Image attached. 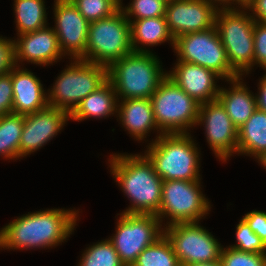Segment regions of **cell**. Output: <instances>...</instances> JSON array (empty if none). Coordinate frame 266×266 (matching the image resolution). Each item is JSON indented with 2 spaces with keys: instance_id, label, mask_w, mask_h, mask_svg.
<instances>
[{
  "instance_id": "1",
  "label": "cell",
  "mask_w": 266,
  "mask_h": 266,
  "mask_svg": "<svg viewBox=\"0 0 266 266\" xmlns=\"http://www.w3.org/2000/svg\"><path fill=\"white\" fill-rule=\"evenodd\" d=\"M78 210L46 209L20 216L0 230V248H52L67 240Z\"/></svg>"
},
{
  "instance_id": "2",
  "label": "cell",
  "mask_w": 266,
  "mask_h": 266,
  "mask_svg": "<svg viewBox=\"0 0 266 266\" xmlns=\"http://www.w3.org/2000/svg\"><path fill=\"white\" fill-rule=\"evenodd\" d=\"M109 164L113 178L132 202L122 213L156 215L161 205L163 180L149 159L142 154H113Z\"/></svg>"
},
{
  "instance_id": "3",
  "label": "cell",
  "mask_w": 266,
  "mask_h": 266,
  "mask_svg": "<svg viewBox=\"0 0 266 266\" xmlns=\"http://www.w3.org/2000/svg\"><path fill=\"white\" fill-rule=\"evenodd\" d=\"M189 134L163 133L149 143L144 155L163 181L201 180L199 151Z\"/></svg>"
},
{
  "instance_id": "4",
  "label": "cell",
  "mask_w": 266,
  "mask_h": 266,
  "mask_svg": "<svg viewBox=\"0 0 266 266\" xmlns=\"http://www.w3.org/2000/svg\"><path fill=\"white\" fill-rule=\"evenodd\" d=\"M157 55L152 52L132 51L108 67V80L118 100L151 98L167 76Z\"/></svg>"
},
{
  "instance_id": "5",
  "label": "cell",
  "mask_w": 266,
  "mask_h": 266,
  "mask_svg": "<svg viewBox=\"0 0 266 266\" xmlns=\"http://www.w3.org/2000/svg\"><path fill=\"white\" fill-rule=\"evenodd\" d=\"M236 8L218 9L215 26L231 68L242 77L253 67L255 20L243 8Z\"/></svg>"
},
{
  "instance_id": "6",
  "label": "cell",
  "mask_w": 266,
  "mask_h": 266,
  "mask_svg": "<svg viewBox=\"0 0 266 266\" xmlns=\"http://www.w3.org/2000/svg\"><path fill=\"white\" fill-rule=\"evenodd\" d=\"M48 91V105L71 114L79 103L108 80V68L81 59L71 60Z\"/></svg>"
},
{
  "instance_id": "7",
  "label": "cell",
  "mask_w": 266,
  "mask_h": 266,
  "mask_svg": "<svg viewBox=\"0 0 266 266\" xmlns=\"http://www.w3.org/2000/svg\"><path fill=\"white\" fill-rule=\"evenodd\" d=\"M132 51L131 24L121 8L112 16L89 24L87 62L108 68Z\"/></svg>"
},
{
  "instance_id": "8",
  "label": "cell",
  "mask_w": 266,
  "mask_h": 266,
  "mask_svg": "<svg viewBox=\"0 0 266 266\" xmlns=\"http://www.w3.org/2000/svg\"><path fill=\"white\" fill-rule=\"evenodd\" d=\"M158 128L163 133H188L196 126L200 104L166 76L150 98Z\"/></svg>"
},
{
  "instance_id": "9",
  "label": "cell",
  "mask_w": 266,
  "mask_h": 266,
  "mask_svg": "<svg viewBox=\"0 0 266 266\" xmlns=\"http://www.w3.org/2000/svg\"><path fill=\"white\" fill-rule=\"evenodd\" d=\"M178 61L200 65L230 81L240 77L230 66L216 26L200 32L187 33L175 39Z\"/></svg>"
},
{
  "instance_id": "10",
  "label": "cell",
  "mask_w": 266,
  "mask_h": 266,
  "mask_svg": "<svg viewBox=\"0 0 266 266\" xmlns=\"http://www.w3.org/2000/svg\"><path fill=\"white\" fill-rule=\"evenodd\" d=\"M200 180H167L162 183L161 205L156 216L161 224L167 217L176 223L199 222L210 211V202L201 192ZM169 217V218H168Z\"/></svg>"
},
{
  "instance_id": "11",
  "label": "cell",
  "mask_w": 266,
  "mask_h": 266,
  "mask_svg": "<svg viewBox=\"0 0 266 266\" xmlns=\"http://www.w3.org/2000/svg\"><path fill=\"white\" fill-rule=\"evenodd\" d=\"M116 234L109 238L125 266H132L138 255L164 234L154 214L121 213Z\"/></svg>"
},
{
  "instance_id": "12",
  "label": "cell",
  "mask_w": 266,
  "mask_h": 266,
  "mask_svg": "<svg viewBox=\"0 0 266 266\" xmlns=\"http://www.w3.org/2000/svg\"><path fill=\"white\" fill-rule=\"evenodd\" d=\"M180 265L220 260L222 245L198 222L164 226Z\"/></svg>"
},
{
  "instance_id": "13",
  "label": "cell",
  "mask_w": 266,
  "mask_h": 266,
  "mask_svg": "<svg viewBox=\"0 0 266 266\" xmlns=\"http://www.w3.org/2000/svg\"><path fill=\"white\" fill-rule=\"evenodd\" d=\"M197 124L205 125L209 146L221 161L237 153L238 129L218 100L200 105Z\"/></svg>"
},
{
  "instance_id": "14",
  "label": "cell",
  "mask_w": 266,
  "mask_h": 266,
  "mask_svg": "<svg viewBox=\"0 0 266 266\" xmlns=\"http://www.w3.org/2000/svg\"><path fill=\"white\" fill-rule=\"evenodd\" d=\"M55 27L62 53L71 59L86 61L89 22L79 13L70 0L54 1ZM73 57V58H72Z\"/></svg>"
},
{
  "instance_id": "15",
  "label": "cell",
  "mask_w": 266,
  "mask_h": 266,
  "mask_svg": "<svg viewBox=\"0 0 266 266\" xmlns=\"http://www.w3.org/2000/svg\"><path fill=\"white\" fill-rule=\"evenodd\" d=\"M218 8L205 0H171L167 3L165 19L174 39L215 26Z\"/></svg>"
},
{
  "instance_id": "16",
  "label": "cell",
  "mask_w": 266,
  "mask_h": 266,
  "mask_svg": "<svg viewBox=\"0 0 266 266\" xmlns=\"http://www.w3.org/2000/svg\"><path fill=\"white\" fill-rule=\"evenodd\" d=\"M69 119L68 112L49 105L38 112L24 115L19 158L27 156L47 144L60 132Z\"/></svg>"
},
{
  "instance_id": "17",
  "label": "cell",
  "mask_w": 266,
  "mask_h": 266,
  "mask_svg": "<svg viewBox=\"0 0 266 266\" xmlns=\"http://www.w3.org/2000/svg\"><path fill=\"white\" fill-rule=\"evenodd\" d=\"M14 44V61H28L38 65L53 64L65 55L59 46L54 28L44 27L42 29L18 35Z\"/></svg>"
},
{
  "instance_id": "18",
  "label": "cell",
  "mask_w": 266,
  "mask_h": 266,
  "mask_svg": "<svg viewBox=\"0 0 266 266\" xmlns=\"http://www.w3.org/2000/svg\"><path fill=\"white\" fill-rule=\"evenodd\" d=\"M167 76L200 105L217 100L220 87L215 80L222 79L216 72L200 65L177 61Z\"/></svg>"
},
{
  "instance_id": "19",
  "label": "cell",
  "mask_w": 266,
  "mask_h": 266,
  "mask_svg": "<svg viewBox=\"0 0 266 266\" xmlns=\"http://www.w3.org/2000/svg\"><path fill=\"white\" fill-rule=\"evenodd\" d=\"M12 86V113L27 115L48 106L47 93L44 92L40 80L31 71L15 65L12 68Z\"/></svg>"
},
{
  "instance_id": "20",
  "label": "cell",
  "mask_w": 266,
  "mask_h": 266,
  "mask_svg": "<svg viewBox=\"0 0 266 266\" xmlns=\"http://www.w3.org/2000/svg\"><path fill=\"white\" fill-rule=\"evenodd\" d=\"M117 115L129 134L136 140H143L151 129H156L159 135L163 132L158 128L149 98H134L118 100Z\"/></svg>"
},
{
  "instance_id": "21",
  "label": "cell",
  "mask_w": 266,
  "mask_h": 266,
  "mask_svg": "<svg viewBox=\"0 0 266 266\" xmlns=\"http://www.w3.org/2000/svg\"><path fill=\"white\" fill-rule=\"evenodd\" d=\"M241 77L230 80L232 88H220L217 100L222 104L232 120L233 125L239 129L257 109L256 95L243 84Z\"/></svg>"
},
{
  "instance_id": "22",
  "label": "cell",
  "mask_w": 266,
  "mask_h": 266,
  "mask_svg": "<svg viewBox=\"0 0 266 266\" xmlns=\"http://www.w3.org/2000/svg\"><path fill=\"white\" fill-rule=\"evenodd\" d=\"M118 98L113 85L107 80L97 90L85 97L75 110L70 114L74 121H82L87 118L109 117L117 113Z\"/></svg>"
},
{
  "instance_id": "23",
  "label": "cell",
  "mask_w": 266,
  "mask_h": 266,
  "mask_svg": "<svg viewBox=\"0 0 266 266\" xmlns=\"http://www.w3.org/2000/svg\"><path fill=\"white\" fill-rule=\"evenodd\" d=\"M131 24V44L135 52H149L139 44L154 46L170 41L174 49L175 39L169 31L165 16L129 20ZM138 44V45H137Z\"/></svg>"
},
{
  "instance_id": "24",
  "label": "cell",
  "mask_w": 266,
  "mask_h": 266,
  "mask_svg": "<svg viewBox=\"0 0 266 266\" xmlns=\"http://www.w3.org/2000/svg\"><path fill=\"white\" fill-rule=\"evenodd\" d=\"M237 132L238 154L259 159L266 153V112L256 109Z\"/></svg>"
},
{
  "instance_id": "25",
  "label": "cell",
  "mask_w": 266,
  "mask_h": 266,
  "mask_svg": "<svg viewBox=\"0 0 266 266\" xmlns=\"http://www.w3.org/2000/svg\"><path fill=\"white\" fill-rule=\"evenodd\" d=\"M14 13L18 35L47 26L44 0H14Z\"/></svg>"
},
{
  "instance_id": "26",
  "label": "cell",
  "mask_w": 266,
  "mask_h": 266,
  "mask_svg": "<svg viewBox=\"0 0 266 266\" xmlns=\"http://www.w3.org/2000/svg\"><path fill=\"white\" fill-rule=\"evenodd\" d=\"M24 126V115L7 114L0 117V156L19 159V144Z\"/></svg>"
},
{
  "instance_id": "27",
  "label": "cell",
  "mask_w": 266,
  "mask_h": 266,
  "mask_svg": "<svg viewBox=\"0 0 266 266\" xmlns=\"http://www.w3.org/2000/svg\"><path fill=\"white\" fill-rule=\"evenodd\" d=\"M132 266H181L169 239L163 234L147 246Z\"/></svg>"
},
{
  "instance_id": "28",
  "label": "cell",
  "mask_w": 266,
  "mask_h": 266,
  "mask_svg": "<svg viewBox=\"0 0 266 266\" xmlns=\"http://www.w3.org/2000/svg\"><path fill=\"white\" fill-rule=\"evenodd\" d=\"M78 266H125L109 239L86 248Z\"/></svg>"
},
{
  "instance_id": "29",
  "label": "cell",
  "mask_w": 266,
  "mask_h": 266,
  "mask_svg": "<svg viewBox=\"0 0 266 266\" xmlns=\"http://www.w3.org/2000/svg\"><path fill=\"white\" fill-rule=\"evenodd\" d=\"M89 22L112 16L121 8L122 0H70Z\"/></svg>"
},
{
  "instance_id": "30",
  "label": "cell",
  "mask_w": 266,
  "mask_h": 266,
  "mask_svg": "<svg viewBox=\"0 0 266 266\" xmlns=\"http://www.w3.org/2000/svg\"><path fill=\"white\" fill-rule=\"evenodd\" d=\"M167 3L162 0H132L127 7L121 9L128 20L134 16V20L165 16Z\"/></svg>"
},
{
  "instance_id": "31",
  "label": "cell",
  "mask_w": 266,
  "mask_h": 266,
  "mask_svg": "<svg viewBox=\"0 0 266 266\" xmlns=\"http://www.w3.org/2000/svg\"><path fill=\"white\" fill-rule=\"evenodd\" d=\"M220 261L222 266H266L264 253L244 252L232 247H222Z\"/></svg>"
},
{
  "instance_id": "32",
  "label": "cell",
  "mask_w": 266,
  "mask_h": 266,
  "mask_svg": "<svg viewBox=\"0 0 266 266\" xmlns=\"http://www.w3.org/2000/svg\"><path fill=\"white\" fill-rule=\"evenodd\" d=\"M236 239L237 244L229 247L244 252L265 253L263 241L251 230L243 218L236 226Z\"/></svg>"
},
{
  "instance_id": "33",
  "label": "cell",
  "mask_w": 266,
  "mask_h": 266,
  "mask_svg": "<svg viewBox=\"0 0 266 266\" xmlns=\"http://www.w3.org/2000/svg\"><path fill=\"white\" fill-rule=\"evenodd\" d=\"M254 59L253 66L258 64L259 67L266 70V23L255 21L254 24Z\"/></svg>"
},
{
  "instance_id": "34",
  "label": "cell",
  "mask_w": 266,
  "mask_h": 266,
  "mask_svg": "<svg viewBox=\"0 0 266 266\" xmlns=\"http://www.w3.org/2000/svg\"><path fill=\"white\" fill-rule=\"evenodd\" d=\"M13 86L12 69L0 75V117L12 113Z\"/></svg>"
},
{
  "instance_id": "35",
  "label": "cell",
  "mask_w": 266,
  "mask_h": 266,
  "mask_svg": "<svg viewBox=\"0 0 266 266\" xmlns=\"http://www.w3.org/2000/svg\"><path fill=\"white\" fill-rule=\"evenodd\" d=\"M14 66L13 40L0 36V75L10 72Z\"/></svg>"
},
{
  "instance_id": "36",
  "label": "cell",
  "mask_w": 266,
  "mask_h": 266,
  "mask_svg": "<svg viewBox=\"0 0 266 266\" xmlns=\"http://www.w3.org/2000/svg\"><path fill=\"white\" fill-rule=\"evenodd\" d=\"M251 230L266 243V212L253 210L242 217Z\"/></svg>"
},
{
  "instance_id": "37",
  "label": "cell",
  "mask_w": 266,
  "mask_h": 266,
  "mask_svg": "<svg viewBox=\"0 0 266 266\" xmlns=\"http://www.w3.org/2000/svg\"><path fill=\"white\" fill-rule=\"evenodd\" d=\"M248 9L251 11L249 14H252L251 17L255 21L266 23V0H254L248 8L244 10L248 11Z\"/></svg>"
},
{
  "instance_id": "38",
  "label": "cell",
  "mask_w": 266,
  "mask_h": 266,
  "mask_svg": "<svg viewBox=\"0 0 266 266\" xmlns=\"http://www.w3.org/2000/svg\"><path fill=\"white\" fill-rule=\"evenodd\" d=\"M256 95L257 109L266 112V74L260 79Z\"/></svg>"
},
{
  "instance_id": "39",
  "label": "cell",
  "mask_w": 266,
  "mask_h": 266,
  "mask_svg": "<svg viewBox=\"0 0 266 266\" xmlns=\"http://www.w3.org/2000/svg\"><path fill=\"white\" fill-rule=\"evenodd\" d=\"M205 1L210 3V4H212V5H214V6H216V8H218V9H221V8L222 9L235 8L234 6L231 7L232 4H234L235 0H205ZM217 3H219L220 5L219 4L217 5ZM221 5H222V7H221ZM218 6H220V7H218Z\"/></svg>"
},
{
  "instance_id": "40",
  "label": "cell",
  "mask_w": 266,
  "mask_h": 266,
  "mask_svg": "<svg viewBox=\"0 0 266 266\" xmlns=\"http://www.w3.org/2000/svg\"><path fill=\"white\" fill-rule=\"evenodd\" d=\"M181 266H222L220 260L216 261H210V262H204V263H191V264H185Z\"/></svg>"
},
{
  "instance_id": "41",
  "label": "cell",
  "mask_w": 266,
  "mask_h": 266,
  "mask_svg": "<svg viewBox=\"0 0 266 266\" xmlns=\"http://www.w3.org/2000/svg\"><path fill=\"white\" fill-rule=\"evenodd\" d=\"M253 1L254 0H235V4H238V6L240 5V8L247 9Z\"/></svg>"
},
{
  "instance_id": "42",
  "label": "cell",
  "mask_w": 266,
  "mask_h": 266,
  "mask_svg": "<svg viewBox=\"0 0 266 266\" xmlns=\"http://www.w3.org/2000/svg\"><path fill=\"white\" fill-rule=\"evenodd\" d=\"M259 161H260V162H259ZM258 162H259L261 165H263V168L266 169V153H265L261 158L258 159Z\"/></svg>"
},
{
  "instance_id": "43",
  "label": "cell",
  "mask_w": 266,
  "mask_h": 266,
  "mask_svg": "<svg viewBox=\"0 0 266 266\" xmlns=\"http://www.w3.org/2000/svg\"><path fill=\"white\" fill-rule=\"evenodd\" d=\"M264 249H265V253L264 254L266 256V243L264 244Z\"/></svg>"
},
{
  "instance_id": "44",
  "label": "cell",
  "mask_w": 266,
  "mask_h": 266,
  "mask_svg": "<svg viewBox=\"0 0 266 266\" xmlns=\"http://www.w3.org/2000/svg\"><path fill=\"white\" fill-rule=\"evenodd\" d=\"M162 1H164V2H166V3H169L171 0H162Z\"/></svg>"
}]
</instances>
